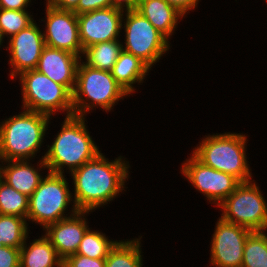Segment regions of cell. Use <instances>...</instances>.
<instances>
[{
	"label": "cell",
	"mask_w": 267,
	"mask_h": 267,
	"mask_svg": "<svg viewBox=\"0 0 267 267\" xmlns=\"http://www.w3.org/2000/svg\"><path fill=\"white\" fill-rule=\"evenodd\" d=\"M119 156L109 161L99 153L94 159L71 172L74 180L73 202L78 211L90 213L115 200L129 179V161ZM74 195V196H73Z\"/></svg>",
	"instance_id": "obj_1"
},
{
	"label": "cell",
	"mask_w": 267,
	"mask_h": 267,
	"mask_svg": "<svg viewBox=\"0 0 267 267\" xmlns=\"http://www.w3.org/2000/svg\"><path fill=\"white\" fill-rule=\"evenodd\" d=\"M85 119L76 115L64 118L60 131L51 145H46L48 150L42 156L47 172L64 174L67 169L70 174L101 152L90 136Z\"/></svg>",
	"instance_id": "obj_2"
},
{
	"label": "cell",
	"mask_w": 267,
	"mask_h": 267,
	"mask_svg": "<svg viewBox=\"0 0 267 267\" xmlns=\"http://www.w3.org/2000/svg\"><path fill=\"white\" fill-rule=\"evenodd\" d=\"M22 110L0 122V161L32 160L40 152L52 117Z\"/></svg>",
	"instance_id": "obj_3"
},
{
	"label": "cell",
	"mask_w": 267,
	"mask_h": 267,
	"mask_svg": "<svg viewBox=\"0 0 267 267\" xmlns=\"http://www.w3.org/2000/svg\"><path fill=\"white\" fill-rule=\"evenodd\" d=\"M192 154L204 165L230 174L240 182L252 180L246 155L248 139L241 133H216L204 136Z\"/></svg>",
	"instance_id": "obj_4"
},
{
	"label": "cell",
	"mask_w": 267,
	"mask_h": 267,
	"mask_svg": "<svg viewBox=\"0 0 267 267\" xmlns=\"http://www.w3.org/2000/svg\"><path fill=\"white\" fill-rule=\"evenodd\" d=\"M130 96L114 79L110 71L98 70L79 61L76 85L72 93L73 112L85 117L90 110L99 107L107 113L119 100Z\"/></svg>",
	"instance_id": "obj_5"
},
{
	"label": "cell",
	"mask_w": 267,
	"mask_h": 267,
	"mask_svg": "<svg viewBox=\"0 0 267 267\" xmlns=\"http://www.w3.org/2000/svg\"><path fill=\"white\" fill-rule=\"evenodd\" d=\"M65 177L64 174L48 172L41 179L38 187L29 197L28 221L39 224L44 230L48 225L70 217L78 211ZM70 204L73 207L68 214H65Z\"/></svg>",
	"instance_id": "obj_6"
},
{
	"label": "cell",
	"mask_w": 267,
	"mask_h": 267,
	"mask_svg": "<svg viewBox=\"0 0 267 267\" xmlns=\"http://www.w3.org/2000/svg\"><path fill=\"white\" fill-rule=\"evenodd\" d=\"M21 83L23 109L54 116L55 112L74 115L72 93L36 69L18 75ZM54 114V115H53Z\"/></svg>",
	"instance_id": "obj_7"
},
{
	"label": "cell",
	"mask_w": 267,
	"mask_h": 267,
	"mask_svg": "<svg viewBox=\"0 0 267 267\" xmlns=\"http://www.w3.org/2000/svg\"><path fill=\"white\" fill-rule=\"evenodd\" d=\"M121 29L125 33L123 51L133 54L150 69L171 48L170 41L137 10L124 12Z\"/></svg>",
	"instance_id": "obj_8"
},
{
	"label": "cell",
	"mask_w": 267,
	"mask_h": 267,
	"mask_svg": "<svg viewBox=\"0 0 267 267\" xmlns=\"http://www.w3.org/2000/svg\"><path fill=\"white\" fill-rule=\"evenodd\" d=\"M254 181L241 182L218 207L225 221L251 231H267V200Z\"/></svg>",
	"instance_id": "obj_9"
},
{
	"label": "cell",
	"mask_w": 267,
	"mask_h": 267,
	"mask_svg": "<svg viewBox=\"0 0 267 267\" xmlns=\"http://www.w3.org/2000/svg\"><path fill=\"white\" fill-rule=\"evenodd\" d=\"M181 167V174L196 191L202 192L203 196L216 206L220 205L241 183L230 174L204 165L192 153Z\"/></svg>",
	"instance_id": "obj_10"
},
{
	"label": "cell",
	"mask_w": 267,
	"mask_h": 267,
	"mask_svg": "<svg viewBox=\"0 0 267 267\" xmlns=\"http://www.w3.org/2000/svg\"><path fill=\"white\" fill-rule=\"evenodd\" d=\"M211 239L210 265L213 267H241L243 250L250 229L223 220H217Z\"/></svg>",
	"instance_id": "obj_11"
},
{
	"label": "cell",
	"mask_w": 267,
	"mask_h": 267,
	"mask_svg": "<svg viewBox=\"0 0 267 267\" xmlns=\"http://www.w3.org/2000/svg\"><path fill=\"white\" fill-rule=\"evenodd\" d=\"M43 32L45 46L66 50L82 59L83 48L79 37L77 15L73 11L59 10L46 2Z\"/></svg>",
	"instance_id": "obj_12"
},
{
	"label": "cell",
	"mask_w": 267,
	"mask_h": 267,
	"mask_svg": "<svg viewBox=\"0 0 267 267\" xmlns=\"http://www.w3.org/2000/svg\"><path fill=\"white\" fill-rule=\"evenodd\" d=\"M34 20L29 26L10 37L6 51L9 50L10 79L27 70L37 68L42 50L45 47L44 35Z\"/></svg>",
	"instance_id": "obj_13"
},
{
	"label": "cell",
	"mask_w": 267,
	"mask_h": 267,
	"mask_svg": "<svg viewBox=\"0 0 267 267\" xmlns=\"http://www.w3.org/2000/svg\"><path fill=\"white\" fill-rule=\"evenodd\" d=\"M124 12L114 7L77 15L83 50L96 43L119 40Z\"/></svg>",
	"instance_id": "obj_14"
},
{
	"label": "cell",
	"mask_w": 267,
	"mask_h": 267,
	"mask_svg": "<svg viewBox=\"0 0 267 267\" xmlns=\"http://www.w3.org/2000/svg\"><path fill=\"white\" fill-rule=\"evenodd\" d=\"M87 214H90L89 211H77L74 215L52 223L43 230L62 260L76 254L83 235L89 229Z\"/></svg>",
	"instance_id": "obj_15"
},
{
	"label": "cell",
	"mask_w": 267,
	"mask_h": 267,
	"mask_svg": "<svg viewBox=\"0 0 267 267\" xmlns=\"http://www.w3.org/2000/svg\"><path fill=\"white\" fill-rule=\"evenodd\" d=\"M81 58L71 52L45 46L36 70L54 82L64 85L73 93L76 85V71Z\"/></svg>",
	"instance_id": "obj_16"
},
{
	"label": "cell",
	"mask_w": 267,
	"mask_h": 267,
	"mask_svg": "<svg viewBox=\"0 0 267 267\" xmlns=\"http://www.w3.org/2000/svg\"><path fill=\"white\" fill-rule=\"evenodd\" d=\"M31 160H9L0 161L2 180L18 192L30 197L38 187L44 176L40 171L47 168L43 158L39 159L36 166ZM4 162V163H3ZM31 163V164H30ZM5 164V165H4ZM7 165V166H6Z\"/></svg>",
	"instance_id": "obj_17"
},
{
	"label": "cell",
	"mask_w": 267,
	"mask_h": 267,
	"mask_svg": "<svg viewBox=\"0 0 267 267\" xmlns=\"http://www.w3.org/2000/svg\"><path fill=\"white\" fill-rule=\"evenodd\" d=\"M137 11L168 40L175 33L178 20L184 17L166 0H139Z\"/></svg>",
	"instance_id": "obj_18"
},
{
	"label": "cell",
	"mask_w": 267,
	"mask_h": 267,
	"mask_svg": "<svg viewBox=\"0 0 267 267\" xmlns=\"http://www.w3.org/2000/svg\"><path fill=\"white\" fill-rule=\"evenodd\" d=\"M150 68L133 54L122 51L111 69V75L117 83L129 94L135 92L136 83H143Z\"/></svg>",
	"instance_id": "obj_19"
},
{
	"label": "cell",
	"mask_w": 267,
	"mask_h": 267,
	"mask_svg": "<svg viewBox=\"0 0 267 267\" xmlns=\"http://www.w3.org/2000/svg\"><path fill=\"white\" fill-rule=\"evenodd\" d=\"M62 264L63 260L45 234L30 245L25 241L20 248V267H62Z\"/></svg>",
	"instance_id": "obj_20"
},
{
	"label": "cell",
	"mask_w": 267,
	"mask_h": 267,
	"mask_svg": "<svg viewBox=\"0 0 267 267\" xmlns=\"http://www.w3.org/2000/svg\"><path fill=\"white\" fill-rule=\"evenodd\" d=\"M122 51L120 40L96 43L83 50L82 56L84 55L85 61L82 62L94 69L111 71Z\"/></svg>",
	"instance_id": "obj_21"
},
{
	"label": "cell",
	"mask_w": 267,
	"mask_h": 267,
	"mask_svg": "<svg viewBox=\"0 0 267 267\" xmlns=\"http://www.w3.org/2000/svg\"><path fill=\"white\" fill-rule=\"evenodd\" d=\"M139 238L119 240L109 251L105 259V267H143L141 240Z\"/></svg>",
	"instance_id": "obj_22"
},
{
	"label": "cell",
	"mask_w": 267,
	"mask_h": 267,
	"mask_svg": "<svg viewBox=\"0 0 267 267\" xmlns=\"http://www.w3.org/2000/svg\"><path fill=\"white\" fill-rule=\"evenodd\" d=\"M27 219L0 214V245L21 248L29 236Z\"/></svg>",
	"instance_id": "obj_23"
},
{
	"label": "cell",
	"mask_w": 267,
	"mask_h": 267,
	"mask_svg": "<svg viewBox=\"0 0 267 267\" xmlns=\"http://www.w3.org/2000/svg\"><path fill=\"white\" fill-rule=\"evenodd\" d=\"M89 228L80 242L76 254L84 255L93 259H106L109 251L116 245L118 240H110L101 231Z\"/></svg>",
	"instance_id": "obj_24"
},
{
	"label": "cell",
	"mask_w": 267,
	"mask_h": 267,
	"mask_svg": "<svg viewBox=\"0 0 267 267\" xmlns=\"http://www.w3.org/2000/svg\"><path fill=\"white\" fill-rule=\"evenodd\" d=\"M241 267H267L266 231H253L247 237Z\"/></svg>",
	"instance_id": "obj_25"
},
{
	"label": "cell",
	"mask_w": 267,
	"mask_h": 267,
	"mask_svg": "<svg viewBox=\"0 0 267 267\" xmlns=\"http://www.w3.org/2000/svg\"><path fill=\"white\" fill-rule=\"evenodd\" d=\"M29 197L18 192L3 180L0 182V214L27 219Z\"/></svg>",
	"instance_id": "obj_26"
},
{
	"label": "cell",
	"mask_w": 267,
	"mask_h": 267,
	"mask_svg": "<svg viewBox=\"0 0 267 267\" xmlns=\"http://www.w3.org/2000/svg\"><path fill=\"white\" fill-rule=\"evenodd\" d=\"M28 10H9L0 8V28L3 36L10 38L33 22Z\"/></svg>",
	"instance_id": "obj_27"
},
{
	"label": "cell",
	"mask_w": 267,
	"mask_h": 267,
	"mask_svg": "<svg viewBox=\"0 0 267 267\" xmlns=\"http://www.w3.org/2000/svg\"><path fill=\"white\" fill-rule=\"evenodd\" d=\"M62 267H105V259H93L73 254L63 260Z\"/></svg>",
	"instance_id": "obj_28"
},
{
	"label": "cell",
	"mask_w": 267,
	"mask_h": 267,
	"mask_svg": "<svg viewBox=\"0 0 267 267\" xmlns=\"http://www.w3.org/2000/svg\"><path fill=\"white\" fill-rule=\"evenodd\" d=\"M0 267H20V249L0 245Z\"/></svg>",
	"instance_id": "obj_29"
},
{
	"label": "cell",
	"mask_w": 267,
	"mask_h": 267,
	"mask_svg": "<svg viewBox=\"0 0 267 267\" xmlns=\"http://www.w3.org/2000/svg\"><path fill=\"white\" fill-rule=\"evenodd\" d=\"M112 7L111 0H80L77 8L73 11L76 15Z\"/></svg>",
	"instance_id": "obj_30"
},
{
	"label": "cell",
	"mask_w": 267,
	"mask_h": 267,
	"mask_svg": "<svg viewBox=\"0 0 267 267\" xmlns=\"http://www.w3.org/2000/svg\"><path fill=\"white\" fill-rule=\"evenodd\" d=\"M172 7L180 12L184 17L189 11H193L200 0H166Z\"/></svg>",
	"instance_id": "obj_31"
},
{
	"label": "cell",
	"mask_w": 267,
	"mask_h": 267,
	"mask_svg": "<svg viewBox=\"0 0 267 267\" xmlns=\"http://www.w3.org/2000/svg\"><path fill=\"white\" fill-rule=\"evenodd\" d=\"M31 0H0L1 9L27 10Z\"/></svg>",
	"instance_id": "obj_32"
},
{
	"label": "cell",
	"mask_w": 267,
	"mask_h": 267,
	"mask_svg": "<svg viewBox=\"0 0 267 267\" xmlns=\"http://www.w3.org/2000/svg\"><path fill=\"white\" fill-rule=\"evenodd\" d=\"M52 7L59 10L74 11L80 0H45Z\"/></svg>",
	"instance_id": "obj_33"
},
{
	"label": "cell",
	"mask_w": 267,
	"mask_h": 267,
	"mask_svg": "<svg viewBox=\"0 0 267 267\" xmlns=\"http://www.w3.org/2000/svg\"><path fill=\"white\" fill-rule=\"evenodd\" d=\"M112 7L123 12L137 10L139 0H111Z\"/></svg>",
	"instance_id": "obj_34"
},
{
	"label": "cell",
	"mask_w": 267,
	"mask_h": 267,
	"mask_svg": "<svg viewBox=\"0 0 267 267\" xmlns=\"http://www.w3.org/2000/svg\"><path fill=\"white\" fill-rule=\"evenodd\" d=\"M5 37L3 36V34H2V31H1V28H0V47H2L1 45L3 44V42H4V39Z\"/></svg>",
	"instance_id": "obj_35"
},
{
	"label": "cell",
	"mask_w": 267,
	"mask_h": 267,
	"mask_svg": "<svg viewBox=\"0 0 267 267\" xmlns=\"http://www.w3.org/2000/svg\"><path fill=\"white\" fill-rule=\"evenodd\" d=\"M2 180V173H1V169H0V182Z\"/></svg>",
	"instance_id": "obj_36"
}]
</instances>
